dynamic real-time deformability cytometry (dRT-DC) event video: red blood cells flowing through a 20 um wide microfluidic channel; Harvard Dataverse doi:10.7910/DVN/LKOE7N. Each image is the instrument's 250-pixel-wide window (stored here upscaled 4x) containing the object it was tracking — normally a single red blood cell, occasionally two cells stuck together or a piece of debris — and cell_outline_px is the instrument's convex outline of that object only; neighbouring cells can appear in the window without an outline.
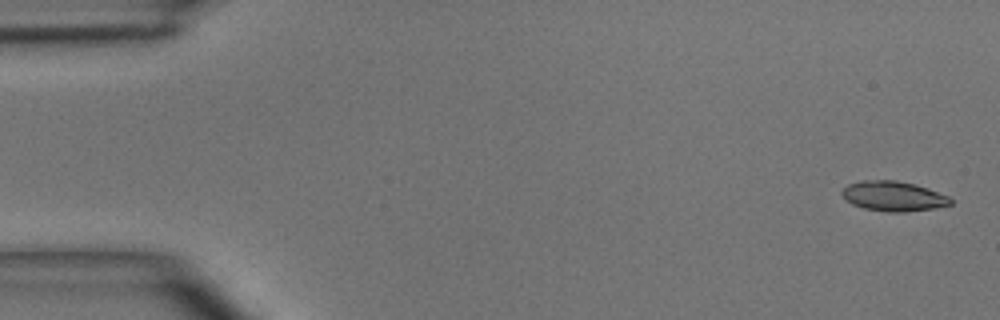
{"species": "common noctule bat (a hibernating species)", "species_latin": "Nyctalus noctula", "temperature_condition": "room temperature", "stored_images_in_passage": 5, "camera_frame_rate_fps": 3000, "um_per_image_px": 0.085, "animal": {"sex": "male", "body_mass_g": 15.6}, "frame": {"image": 1, "passage_image": 1, "time_ms": 0.0, "image_size_px": [1000, 320], "cell_outline_px": [[952, 204], [936, 208], [904, 212], [888, 212], [864, 208], [852, 204], [844, 200], [840, 192], [848, 184], [860, 180], [896, 180], [928, 188], [948, 196], [952, 200]], "centroid_in_image_um": [75.91, 16.68], "position_along_channel_um": 9.1, "area_um2": 19.02}}
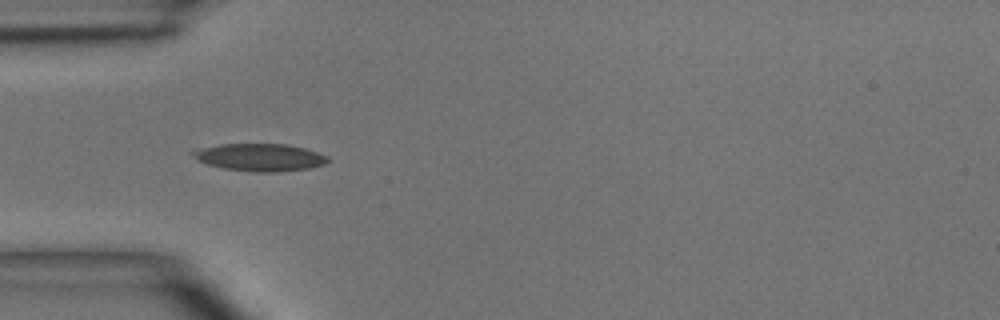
{"frame": {"image": 2, "passage_image": 4, "time_ms": 4.333, "image_size_px": [1000, 320], "cell_outline_px": [[328, 160], [324, 164], [308, 168], [276, 172], [256, 172], [224, 168], [208, 164], [200, 160], [188, 152], [196, 148], [220, 144], [288, 144], [304, 148], [328, 156]], "centroid_in_image_um": [22.06, 13.36], "position_along_channel_um": 62.9, "area_um2": 21.44}}
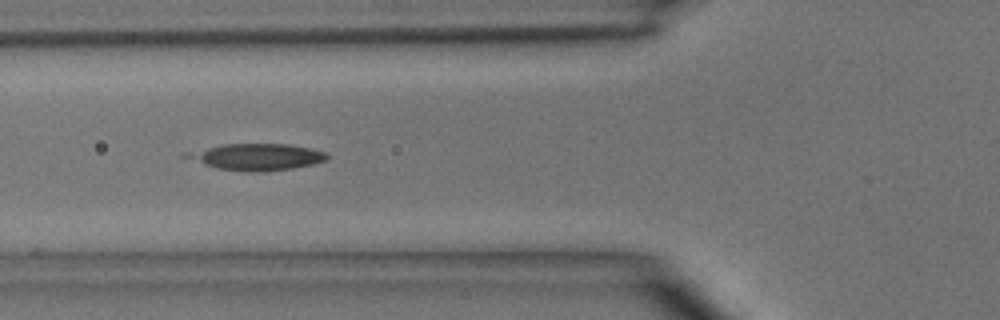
{"frame": {"image": 3, "passage_image": 5, "time_ms": 5.333, "image_size_px": [1000, 320], "cell_outline_px": [[328, 160], [312, 164], [292, 168], [264, 172], [248, 172], [216, 168], [180, 156], [180, 152], [224, 144], [288, 144], [312, 148], [324, 152], [328, 156]], "centroid_in_image_um": [21.75, 13.33], "position_along_channel_um": 104.1, "area_um2": 22.02}}